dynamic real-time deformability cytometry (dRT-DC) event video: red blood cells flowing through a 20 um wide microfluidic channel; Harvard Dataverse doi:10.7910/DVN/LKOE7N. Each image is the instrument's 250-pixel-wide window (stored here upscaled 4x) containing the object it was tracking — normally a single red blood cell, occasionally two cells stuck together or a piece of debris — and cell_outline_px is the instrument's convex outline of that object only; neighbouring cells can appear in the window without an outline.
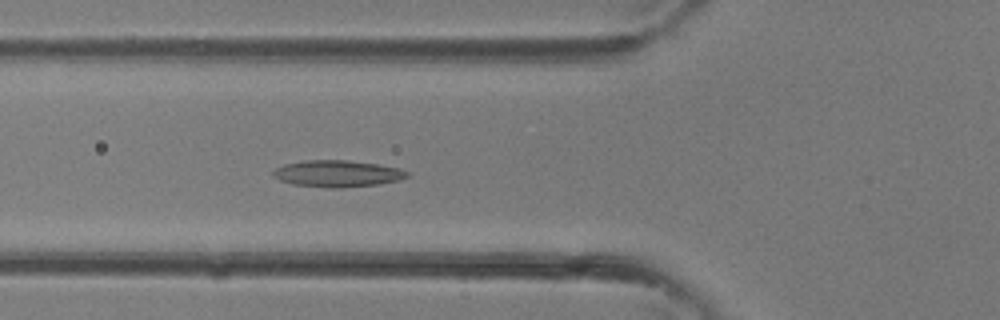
{"species": "common noctule bat (a hibernating species)", "species_latin": "Nyctalus noctula", "temperature_condition": "room temperature", "stored_images_in_passage": 31, "camera_frame_rate_fps": 3000, "um_per_image_px": 0.085, "animal": {"sex": "female"}, "frame": {"image": 1, "passage_image": 8, "time_ms": 2.333, "image_size_px": [1000, 320], "cell_outline_px": [[412, 172], [408, 176], [400, 180], [380, 184], [340, 188], [328, 188], [292, 184], [280, 180], [272, 176], [272, 172], [276, 168], [284, 164], [304, 160], [348, 160], [376, 164], [400, 168]], "centroid_in_image_um": [28.7, 14.76], "position_along_channel_um": 97.1, "area_um2": 21.04}}
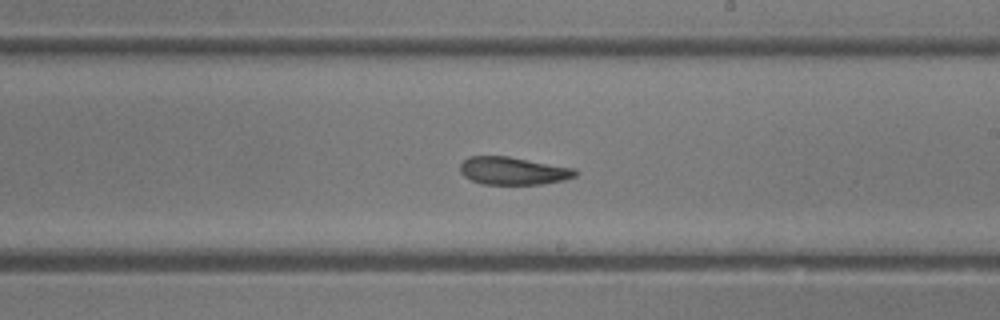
{"frame": {"image": 2, "passage_image": 16, "time_ms": 5.0, "image_size_px": [1000, 320], "cell_outline_px": [[580, 172], [576, 176], [564, 180], [544, 184], [480, 184], [464, 176], [460, 172], [460, 164], [468, 156], [508, 156], [576, 168]], "centroid_in_image_um": [43.65, 14.52], "position_along_channel_um": 245.4, "area_um2": 18.84}}
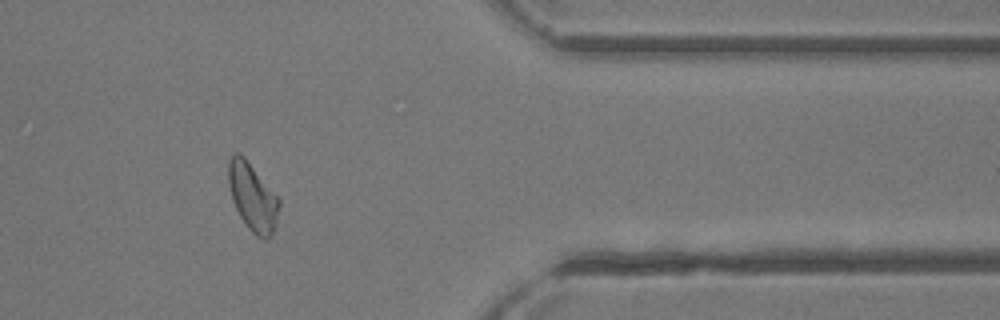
{"frame": {"image": 3, "passage_image": 25, "time_ms": 8.0, "image_size_px": [1000, 320], "cell_outline_px": [[280, 204], [276, 224], [268, 240], [264, 240], [256, 236], [248, 228], [240, 216], [232, 200], [228, 184], [228, 160], [232, 152], [240, 152], [244, 156], [280, 200]], "centroid_in_image_um": [21.45, 16.73], "position_along_channel_um": 390.0, "area_um2": 20.06}}